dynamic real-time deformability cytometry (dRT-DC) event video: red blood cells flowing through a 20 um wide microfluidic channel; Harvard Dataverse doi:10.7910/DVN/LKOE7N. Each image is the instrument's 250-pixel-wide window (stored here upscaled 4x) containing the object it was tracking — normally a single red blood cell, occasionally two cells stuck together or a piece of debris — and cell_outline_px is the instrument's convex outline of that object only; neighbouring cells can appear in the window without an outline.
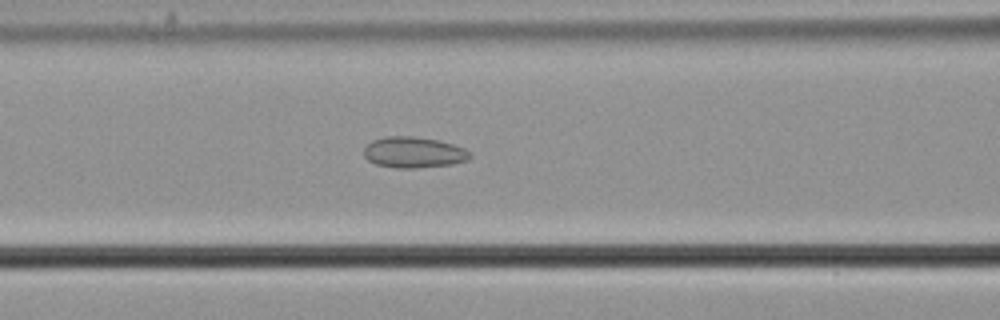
{"species": "common noctule bat (a hibernating species)", "species_latin": "Nyctalus noctula", "temperature_condition": "cold", "stored_images_in_passage": 55, "camera_frame_rate_fps": 3000, "um_per_image_px": 0.085, "animal": {"sex": "male", "body_mass_g": 21.5, "forearm_length_mm": 52.0}, "frame": {"image": 1, "passage_image": 23, "time_ms": 7.333, "image_size_px": [1000, 320], "cell_outline_px": [[472, 156], [468, 160], [452, 164], [416, 168], [396, 168], [376, 164], [368, 160], [364, 156], [364, 148], [372, 140], [384, 136], [412, 136], [440, 140], [464, 148], [472, 152]], "centroid_in_image_um": [35.18, 12.95], "position_along_channel_um": 131.4, "area_um2": 19.31}}
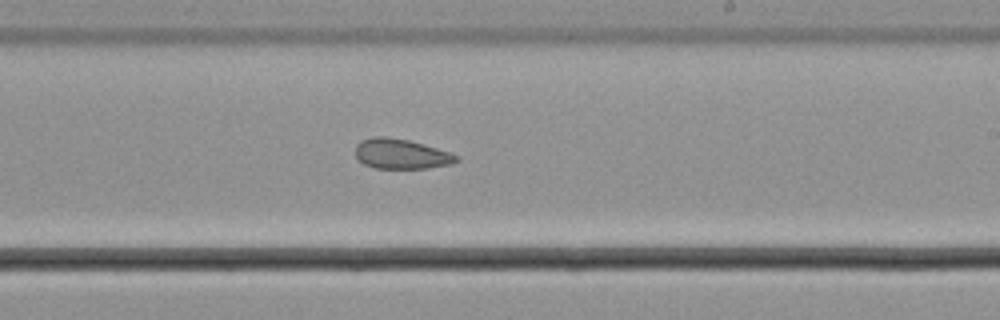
{"frame": {"image": 2, "passage_image": 33, "time_ms": 10.667, "image_size_px": [1000, 320], "cell_outline_px": [[460, 160], [452, 164], [428, 168], [376, 168], [364, 164], [356, 156], [356, 144], [364, 140], [376, 136], [384, 136], [408, 140], [436, 148], [448, 152], [456, 156]], "centroid_in_image_um": [34.1, 13.09], "position_along_channel_um": 254.9, "area_um2": 17.34}}
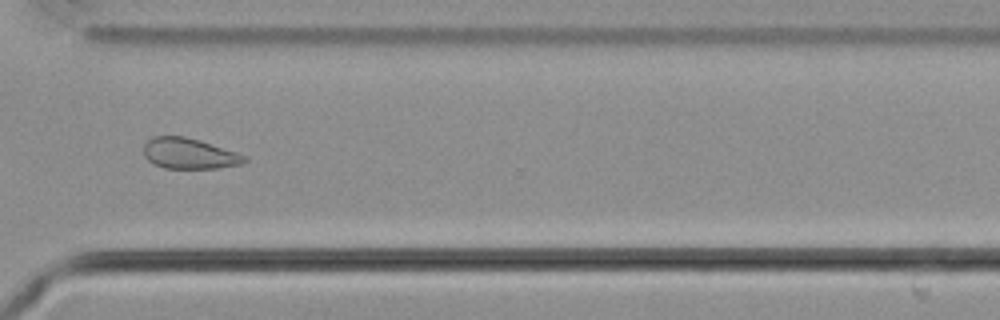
{"frame": {"image": 3, "passage_image": 41, "time_ms": 13.333, "image_size_px": [1000, 320], "cell_outline_px": [[248, 160], [240, 164], [220, 168], [164, 168], [152, 164], [144, 156], [144, 144], [152, 136], [184, 136], [200, 140], [248, 156]], "centroid_in_image_um": [16.07, 13.05], "position_along_channel_um": 354.5, "area_um2": 18.15}, "authors_computed_cell_mechanics": {"area_um2": 19.941, "velocity_mm_per_s": 3.7136, "shape_relaxation_time_tau1_ms": null, "shape_relaxation_time_tau2_ms": 3.323, "deformation_change_tau1": null, "deformation_change_tau2": 0.0842}}